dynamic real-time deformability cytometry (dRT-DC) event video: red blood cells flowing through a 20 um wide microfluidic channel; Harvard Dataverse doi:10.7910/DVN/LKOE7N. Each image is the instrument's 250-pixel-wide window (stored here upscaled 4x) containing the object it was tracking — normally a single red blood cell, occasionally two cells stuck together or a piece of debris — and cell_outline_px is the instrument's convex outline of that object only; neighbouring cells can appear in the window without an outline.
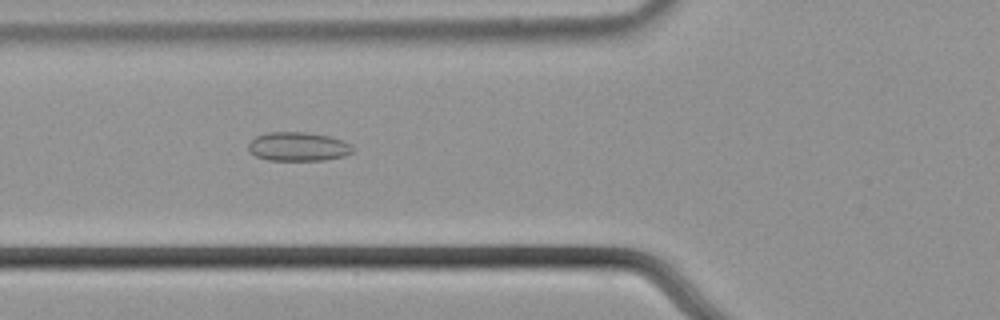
{"species": "common noctule bat (a hibernating species)", "species_latin": "Nyctalus noctula", "temperature_condition": "cold", "stored_images_in_passage": 56, "camera_frame_rate_fps": 3000, "um_per_image_px": 0.085, "animal": {"sex": "male", "body_mass_g": 21.5, "forearm_length_mm": 52.0}, "frame": {"image": 1, "passage_image": 21, "time_ms": 6.667, "image_size_px": [1000, 320], "cell_outline_px": [[352, 152], [344, 156], [324, 160], [268, 160], [256, 156], [248, 148], [248, 144], [256, 136], [268, 132], [308, 132], [328, 136], [352, 144]], "centroid_in_image_um": [25.34, 12.46], "position_along_channel_um": 100.5, "area_um2": 17.46}}
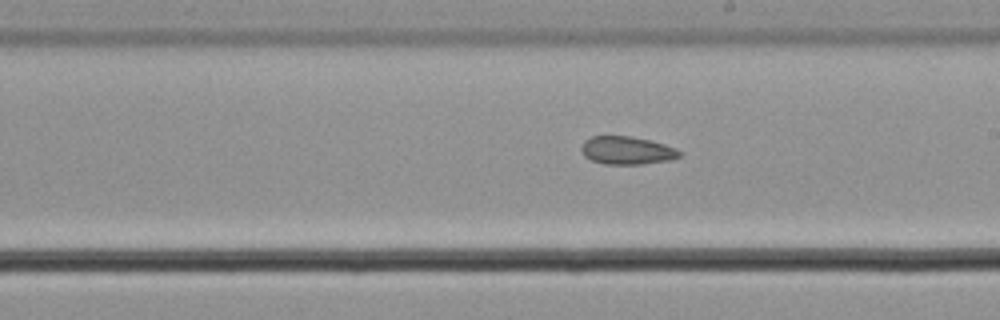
{"frame": {"image": 2, "passage_image": 32, "time_ms": 10.333, "image_size_px": [1000, 320], "cell_outline_px": [[680, 156], [672, 160], [640, 164], [604, 164], [592, 160], [584, 156], [580, 148], [584, 140], [592, 136], [632, 136], [664, 144], [676, 148], [680, 152]], "centroid_in_image_um": [53.27, 12.78], "position_along_channel_um": 235.7, "area_um2": 16.01}}
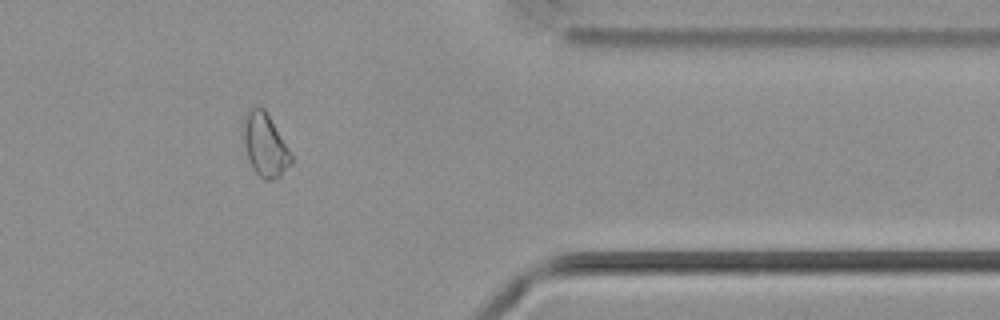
{"frame": {"image": 3, "passage_image": 46, "time_ms": 15.0, "image_size_px": [1000, 320], "cell_outline_px": [[292, 164], [280, 176], [268, 180], [264, 180], [252, 168], [248, 160], [244, 144], [244, 116], [256, 104], [264, 108], [288, 148], [292, 156]], "centroid_in_image_um": [22.52, 12.33], "position_along_channel_um": 388.9, "area_um2": 17.34}}